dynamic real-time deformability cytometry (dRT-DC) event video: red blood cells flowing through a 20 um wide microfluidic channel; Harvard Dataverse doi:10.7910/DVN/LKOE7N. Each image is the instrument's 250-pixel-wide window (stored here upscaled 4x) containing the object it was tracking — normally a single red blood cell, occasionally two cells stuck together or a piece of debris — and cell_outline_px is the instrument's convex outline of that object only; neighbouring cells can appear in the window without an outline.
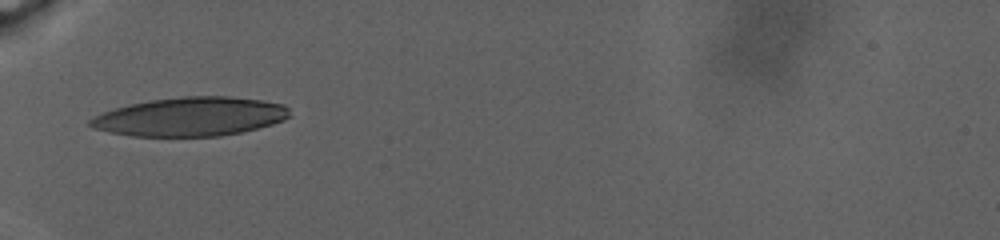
{"species": "human", "species_latin": "Homo sapiens", "temperature_condition": "warm", "stored_images_in_passage": 8, "camera_frame_rate_fps": 3000, "um_per_image_px": 0.085, "donor": {"sex": "male"}, "frame": {"image": 1, "passage_image": 1, "time_ms": 0.0, "image_size_px": [1000, 240], "cell_outline_px": [[288, 116], [284, 120], [272, 124], [240, 132], [220, 136], [132, 136], [108, 132], [96, 128], [88, 124], [88, 120], [104, 112], [128, 104], [148, 100], [180, 96], [228, 96], [260, 100], [284, 104], [288, 108]], "centroid_in_image_um": [16.17, 9.91], "position_along_channel_um": 68.8, "area_um2": 44.97}}
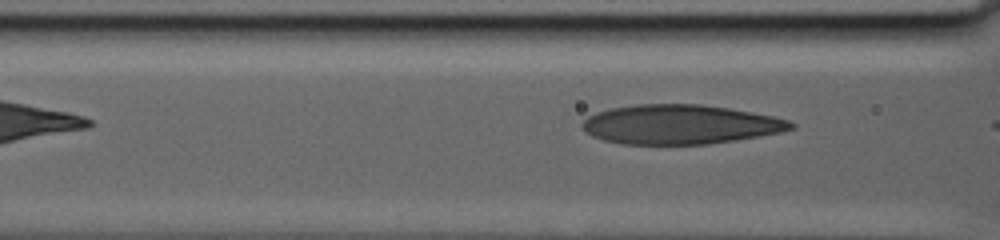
{"frame": {"image": 2, "passage_image": 3, "time_ms": 0.333, "image_size_px": [1000, 240], "cell_outline_px": [[796, 128], [780, 132], [708, 144], [624, 144], [604, 140], [592, 136], [580, 124], [588, 116], [596, 112], [612, 108], [636, 104], [700, 104], [728, 108], [752, 112], [772, 116], [788, 120], [796, 124]], "centroid_in_image_um": [57.8, 10.57], "position_along_channel_um": 108.8, "area_um2": 47.57}}